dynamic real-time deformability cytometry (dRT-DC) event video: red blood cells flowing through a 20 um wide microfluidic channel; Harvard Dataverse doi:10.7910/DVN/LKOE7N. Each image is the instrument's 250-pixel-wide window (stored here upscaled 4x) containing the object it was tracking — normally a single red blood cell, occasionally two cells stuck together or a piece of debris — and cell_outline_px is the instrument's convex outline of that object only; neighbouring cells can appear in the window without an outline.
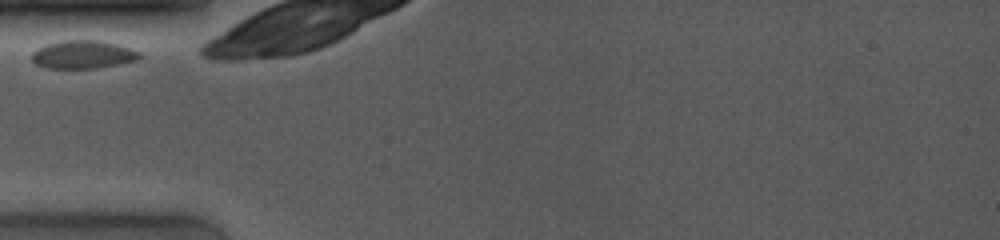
{"species": "common noctule bat (a hibernating species)", "species_latin": "Nyctalus noctula", "temperature_condition": "room temperature", "stored_images_in_passage": 6, "camera_frame_rate_fps": 4000, "um_per_image_px": 0.085, "animal": {"sex": "female", "body_mass_g": 19.0, "forearm_length_mm": 53.3}, "frame": {"image": 1, "passage_image": 1, "time_ms": 0.0, "image_size_px": [1000, 240], "cell_outline_px": [[144, 56], [136, 60], [96, 68], [48, 68], [36, 64], [32, 60], [32, 52], [36, 48], [48, 44], [64, 40], [100, 40], [116, 44], [140, 52]], "centroid_in_image_um": [7.04, 4.63], "position_along_channel_um": 78.0, "area_um2": 17.51}}